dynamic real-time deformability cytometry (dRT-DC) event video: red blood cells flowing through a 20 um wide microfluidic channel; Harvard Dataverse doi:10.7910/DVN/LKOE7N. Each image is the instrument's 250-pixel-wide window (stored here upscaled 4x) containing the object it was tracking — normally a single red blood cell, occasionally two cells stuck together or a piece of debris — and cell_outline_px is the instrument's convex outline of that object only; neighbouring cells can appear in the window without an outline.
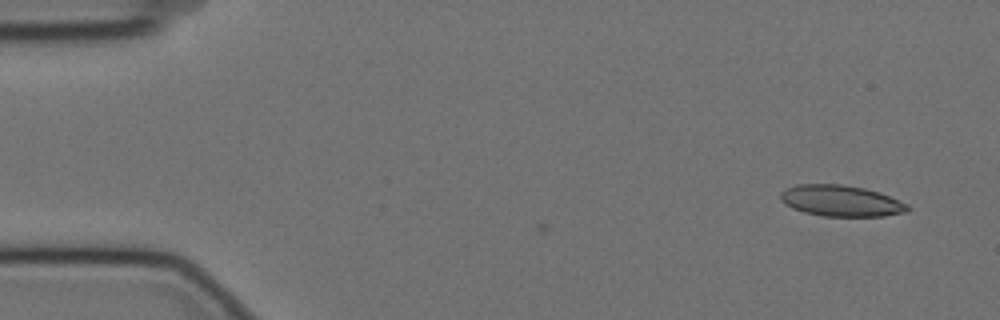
{"species": "Egyptian fruit bat (a non-hibernating species)", "species_latin": "Rousettus aegyptiacus", "temperature_condition": "cold", "stored_images_in_passage": 5, "camera_frame_rate_fps": 3000, "um_per_image_px": 0.085, "animal": {"sex": "female"}, "frame": {"image": 1, "passage_image": 1, "time_ms": 0.0, "image_size_px": [1000, 320], "cell_outline_px": [[912, 208], [908, 212], [884, 216], [824, 216], [804, 212], [792, 208], [784, 204], [780, 200], [780, 192], [796, 184], [840, 184], [864, 188], [880, 192], [908, 204]], "centroid_in_image_um": [71.5, 17.07], "position_along_channel_um": 13.5, "area_um2": 23.24}}